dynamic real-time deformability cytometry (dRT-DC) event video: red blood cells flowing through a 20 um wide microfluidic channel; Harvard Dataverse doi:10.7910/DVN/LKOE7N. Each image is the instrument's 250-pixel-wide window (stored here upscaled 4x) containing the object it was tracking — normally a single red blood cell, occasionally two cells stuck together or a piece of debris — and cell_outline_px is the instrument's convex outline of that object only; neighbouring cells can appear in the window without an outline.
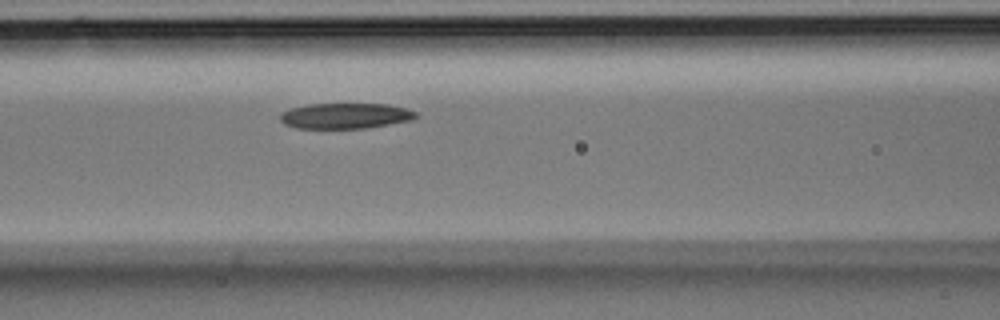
{"species": "Egyptian fruit bat (a non-hibernating species)", "species_latin": "Rousettus aegyptiacus", "temperature_condition": "room temperature", "stored_images_in_passage": 3, "camera_frame_rate_fps": 3000, "um_per_image_px": 0.085, "animal": {"sex": "male"}, "frame": {"image": 1, "passage_image": 3, "time_ms": 0.667, "image_size_px": [1000, 320], "cell_outline_px": [[420, 116], [412, 120], [364, 128], [296, 128], [284, 124], [280, 120], [280, 112], [292, 108], [308, 104], [388, 104], [404, 108], [416, 112]], "centroid_in_image_um": [29.34, 9.84], "position_along_channel_um": 137.3, "area_um2": 20.17}}